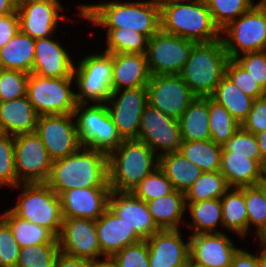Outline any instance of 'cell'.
<instances>
[{
	"instance_id": "1",
	"label": "cell",
	"mask_w": 266,
	"mask_h": 267,
	"mask_svg": "<svg viewBox=\"0 0 266 267\" xmlns=\"http://www.w3.org/2000/svg\"><path fill=\"white\" fill-rule=\"evenodd\" d=\"M46 184L58 195L74 188L110 187L107 154L81 146L76 152L53 161Z\"/></svg>"
},
{
	"instance_id": "2",
	"label": "cell",
	"mask_w": 266,
	"mask_h": 267,
	"mask_svg": "<svg viewBox=\"0 0 266 267\" xmlns=\"http://www.w3.org/2000/svg\"><path fill=\"white\" fill-rule=\"evenodd\" d=\"M79 15L102 28H129L149 39L161 29L160 6L150 1L80 4Z\"/></svg>"
},
{
	"instance_id": "3",
	"label": "cell",
	"mask_w": 266,
	"mask_h": 267,
	"mask_svg": "<svg viewBox=\"0 0 266 267\" xmlns=\"http://www.w3.org/2000/svg\"><path fill=\"white\" fill-rule=\"evenodd\" d=\"M161 30L192 40L209 43L221 39L205 0H175L160 6Z\"/></svg>"
},
{
	"instance_id": "4",
	"label": "cell",
	"mask_w": 266,
	"mask_h": 267,
	"mask_svg": "<svg viewBox=\"0 0 266 267\" xmlns=\"http://www.w3.org/2000/svg\"><path fill=\"white\" fill-rule=\"evenodd\" d=\"M107 157L108 182L111 190L117 192H132L159 167V156L137 139L123 140Z\"/></svg>"
},
{
	"instance_id": "5",
	"label": "cell",
	"mask_w": 266,
	"mask_h": 267,
	"mask_svg": "<svg viewBox=\"0 0 266 267\" xmlns=\"http://www.w3.org/2000/svg\"><path fill=\"white\" fill-rule=\"evenodd\" d=\"M229 60L221 39L196 43L180 76L196 96H210L225 76Z\"/></svg>"
},
{
	"instance_id": "6",
	"label": "cell",
	"mask_w": 266,
	"mask_h": 267,
	"mask_svg": "<svg viewBox=\"0 0 266 267\" xmlns=\"http://www.w3.org/2000/svg\"><path fill=\"white\" fill-rule=\"evenodd\" d=\"M21 185L19 200L10 210L28 222L46 227L58 237L63 222L59 195L46 183Z\"/></svg>"
},
{
	"instance_id": "7",
	"label": "cell",
	"mask_w": 266,
	"mask_h": 267,
	"mask_svg": "<svg viewBox=\"0 0 266 267\" xmlns=\"http://www.w3.org/2000/svg\"><path fill=\"white\" fill-rule=\"evenodd\" d=\"M73 114L82 146L108 155L122 143L106 104L77 103Z\"/></svg>"
},
{
	"instance_id": "8",
	"label": "cell",
	"mask_w": 266,
	"mask_h": 267,
	"mask_svg": "<svg viewBox=\"0 0 266 267\" xmlns=\"http://www.w3.org/2000/svg\"><path fill=\"white\" fill-rule=\"evenodd\" d=\"M113 54L102 52L81 59L74 66L75 97L77 103L105 104L112 94Z\"/></svg>"
},
{
	"instance_id": "9",
	"label": "cell",
	"mask_w": 266,
	"mask_h": 267,
	"mask_svg": "<svg viewBox=\"0 0 266 267\" xmlns=\"http://www.w3.org/2000/svg\"><path fill=\"white\" fill-rule=\"evenodd\" d=\"M224 48L230 59L247 52L266 50V11L252 6L221 30Z\"/></svg>"
},
{
	"instance_id": "10",
	"label": "cell",
	"mask_w": 266,
	"mask_h": 267,
	"mask_svg": "<svg viewBox=\"0 0 266 267\" xmlns=\"http://www.w3.org/2000/svg\"><path fill=\"white\" fill-rule=\"evenodd\" d=\"M74 77L47 78L30 73L27 96L39 116L74 113L77 101L71 90Z\"/></svg>"
},
{
	"instance_id": "11",
	"label": "cell",
	"mask_w": 266,
	"mask_h": 267,
	"mask_svg": "<svg viewBox=\"0 0 266 267\" xmlns=\"http://www.w3.org/2000/svg\"><path fill=\"white\" fill-rule=\"evenodd\" d=\"M195 44L160 29L148 40L146 57L150 75H180Z\"/></svg>"
},
{
	"instance_id": "12",
	"label": "cell",
	"mask_w": 266,
	"mask_h": 267,
	"mask_svg": "<svg viewBox=\"0 0 266 267\" xmlns=\"http://www.w3.org/2000/svg\"><path fill=\"white\" fill-rule=\"evenodd\" d=\"M14 160L19 186L48 181L53 160L35 132L14 136Z\"/></svg>"
},
{
	"instance_id": "13",
	"label": "cell",
	"mask_w": 266,
	"mask_h": 267,
	"mask_svg": "<svg viewBox=\"0 0 266 267\" xmlns=\"http://www.w3.org/2000/svg\"><path fill=\"white\" fill-rule=\"evenodd\" d=\"M137 140L147 144L158 156L178 152L183 142L178 120L150 103L143 110Z\"/></svg>"
},
{
	"instance_id": "14",
	"label": "cell",
	"mask_w": 266,
	"mask_h": 267,
	"mask_svg": "<svg viewBox=\"0 0 266 267\" xmlns=\"http://www.w3.org/2000/svg\"><path fill=\"white\" fill-rule=\"evenodd\" d=\"M105 104L121 138L137 139L140 119L148 104L147 86L112 91Z\"/></svg>"
},
{
	"instance_id": "15",
	"label": "cell",
	"mask_w": 266,
	"mask_h": 267,
	"mask_svg": "<svg viewBox=\"0 0 266 267\" xmlns=\"http://www.w3.org/2000/svg\"><path fill=\"white\" fill-rule=\"evenodd\" d=\"M74 114H52L38 117L35 133L54 161L76 152L80 143Z\"/></svg>"
},
{
	"instance_id": "16",
	"label": "cell",
	"mask_w": 266,
	"mask_h": 267,
	"mask_svg": "<svg viewBox=\"0 0 266 267\" xmlns=\"http://www.w3.org/2000/svg\"><path fill=\"white\" fill-rule=\"evenodd\" d=\"M147 90L148 103L177 120L197 97L180 75H151Z\"/></svg>"
},
{
	"instance_id": "17",
	"label": "cell",
	"mask_w": 266,
	"mask_h": 267,
	"mask_svg": "<svg viewBox=\"0 0 266 267\" xmlns=\"http://www.w3.org/2000/svg\"><path fill=\"white\" fill-rule=\"evenodd\" d=\"M58 238L62 253L93 261L103 257L96 231V220L63 218Z\"/></svg>"
},
{
	"instance_id": "18",
	"label": "cell",
	"mask_w": 266,
	"mask_h": 267,
	"mask_svg": "<svg viewBox=\"0 0 266 267\" xmlns=\"http://www.w3.org/2000/svg\"><path fill=\"white\" fill-rule=\"evenodd\" d=\"M60 11L64 8L59 0H31L17 9L20 31L34 39L51 37L66 18Z\"/></svg>"
},
{
	"instance_id": "19",
	"label": "cell",
	"mask_w": 266,
	"mask_h": 267,
	"mask_svg": "<svg viewBox=\"0 0 266 267\" xmlns=\"http://www.w3.org/2000/svg\"><path fill=\"white\" fill-rule=\"evenodd\" d=\"M238 249L224 232L200 233L189 238V259L202 267H230Z\"/></svg>"
},
{
	"instance_id": "20",
	"label": "cell",
	"mask_w": 266,
	"mask_h": 267,
	"mask_svg": "<svg viewBox=\"0 0 266 267\" xmlns=\"http://www.w3.org/2000/svg\"><path fill=\"white\" fill-rule=\"evenodd\" d=\"M111 187L74 188L60 197L63 218L97 220L109 207Z\"/></svg>"
},
{
	"instance_id": "21",
	"label": "cell",
	"mask_w": 266,
	"mask_h": 267,
	"mask_svg": "<svg viewBox=\"0 0 266 267\" xmlns=\"http://www.w3.org/2000/svg\"><path fill=\"white\" fill-rule=\"evenodd\" d=\"M109 208L143 239L150 238L160 231L149 212L147 203L132 192L112 190Z\"/></svg>"
},
{
	"instance_id": "22",
	"label": "cell",
	"mask_w": 266,
	"mask_h": 267,
	"mask_svg": "<svg viewBox=\"0 0 266 267\" xmlns=\"http://www.w3.org/2000/svg\"><path fill=\"white\" fill-rule=\"evenodd\" d=\"M180 230H160L146 239L149 267H184L189 259V240L184 242Z\"/></svg>"
},
{
	"instance_id": "23",
	"label": "cell",
	"mask_w": 266,
	"mask_h": 267,
	"mask_svg": "<svg viewBox=\"0 0 266 267\" xmlns=\"http://www.w3.org/2000/svg\"><path fill=\"white\" fill-rule=\"evenodd\" d=\"M74 63L66 49L51 38L35 39L33 74L47 78L73 77Z\"/></svg>"
},
{
	"instance_id": "24",
	"label": "cell",
	"mask_w": 266,
	"mask_h": 267,
	"mask_svg": "<svg viewBox=\"0 0 266 267\" xmlns=\"http://www.w3.org/2000/svg\"><path fill=\"white\" fill-rule=\"evenodd\" d=\"M96 231L104 259L111 258L126 246L143 240L109 207L96 220Z\"/></svg>"
},
{
	"instance_id": "25",
	"label": "cell",
	"mask_w": 266,
	"mask_h": 267,
	"mask_svg": "<svg viewBox=\"0 0 266 267\" xmlns=\"http://www.w3.org/2000/svg\"><path fill=\"white\" fill-rule=\"evenodd\" d=\"M150 76L146 54H113L112 91L147 86Z\"/></svg>"
},
{
	"instance_id": "26",
	"label": "cell",
	"mask_w": 266,
	"mask_h": 267,
	"mask_svg": "<svg viewBox=\"0 0 266 267\" xmlns=\"http://www.w3.org/2000/svg\"><path fill=\"white\" fill-rule=\"evenodd\" d=\"M220 173L229 187L254 186L263 182V167L244 154L222 152Z\"/></svg>"
},
{
	"instance_id": "27",
	"label": "cell",
	"mask_w": 266,
	"mask_h": 267,
	"mask_svg": "<svg viewBox=\"0 0 266 267\" xmlns=\"http://www.w3.org/2000/svg\"><path fill=\"white\" fill-rule=\"evenodd\" d=\"M39 115L28 99L0 102V128L3 134L18 135L33 133L36 130Z\"/></svg>"
},
{
	"instance_id": "28",
	"label": "cell",
	"mask_w": 266,
	"mask_h": 267,
	"mask_svg": "<svg viewBox=\"0 0 266 267\" xmlns=\"http://www.w3.org/2000/svg\"><path fill=\"white\" fill-rule=\"evenodd\" d=\"M35 56V39L20 30L0 49V68L32 72Z\"/></svg>"
},
{
	"instance_id": "29",
	"label": "cell",
	"mask_w": 266,
	"mask_h": 267,
	"mask_svg": "<svg viewBox=\"0 0 266 267\" xmlns=\"http://www.w3.org/2000/svg\"><path fill=\"white\" fill-rule=\"evenodd\" d=\"M149 212L160 230H177L186 212L185 193L174 190L172 193L150 200Z\"/></svg>"
},
{
	"instance_id": "30",
	"label": "cell",
	"mask_w": 266,
	"mask_h": 267,
	"mask_svg": "<svg viewBox=\"0 0 266 267\" xmlns=\"http://www.w3.org/2000/svg\"><path fill=\"white\" fill-rule=\"evenodd\" d=\"M182 141L211 140L208 96H197L178 119Z\"/></svg>"
},
{
	"instance_id": "31",
	"label": "cell",
	"mask_w": 266,
	"mask_h": 267,
	"mask_svg": "<svg viewBox=\"0 0 266 267\" xmlns=\"http://www.w3.org/2000/svg\"><path fill=\"white\" fill-rule=\"evenodd\" d=\"M159 168L177 191L185 193L201 176L203 171L179 151L159 156Z\"/></svg>"
},
{
	"instance_id": "32",
	"label": "cell",
	"mask_w": 266,
	"mask_h": 267,
	"mask_svg": "<svg viewBox=\"0 0 266 267\" xmlns=\"http://www.w3.org/2000/svg\"><path fill=\"white\" fill-rule=\"evenodd\" d=\"M0 217L9 225L14 239L21 248L58 243V238L49 229L18 217L10 209L0 214Z\"/></svg>"
},
{
	"instance_id": "33",
	"label": "cell",
	"mask_w": 266,
	"mask_h": 267,
	"mask_svg": "<svg viewBox=\"0 0 266 267\" xmlns=\"http://www.w3.org/2000/svg\"><path fill=\"white\" fill-rule=\"evenodd\" d=\"M223 227L245 237L248 233V217L244 187H230L220 198Z\"/></svg>"
},
{
	"instance_id": "34",
	"label": "cell",
	"mask_w": 266,
	"mask_h": 267,
	"mask_svg": "<svg viewBox=\"0 0 266 267\" xmlns=\"http://www.w3.org/2000/svg\"><path fill=\"white\" fill-rule=\"evenodd\" d=\"M210 97L224 106L239 124L247 118L255 100L245 95L226 75Z\"/></svg>"
},
{
	"instance_id": "35",
	"label": "cell",
	"mask_w": 266,
	"mask_h": 267,
	"mask_svg": "<svg viewBox=\"0 0 266 267\" xmlns=\"http://www.w3.org/2000/svg\"><path fill=\"white\" fill-rule=\"evenodd\" d=\"M179 152L203 172L220 171L222 146L212 140L183 141Z\"/></svg>"
},
{
	"instance_id": "36",
	"label": "cell",
	"mask_w": 266,
	"mask_h": 267,
	"mask_svg": "<svg viewBox=\"0 0 266 267\" xmlns=\"http://www.w3.org/2000/svg\"><path fill=\"white\" fill-rule=\"evenodd\" d=\"M190 212L192 223L188 227L193 228L192 235L200 233H221L216 226L223 225L222 205L220 199H209L195 203H186V209Z\"/></svg>"
},
{
	"instance_id": "37",
	"label": "cell",
	"mask_w": 266,
	"mask_h": 267,
	"mask_svg": "<svg viewBox=\"0 0 266 267\" xmlns=\"http://www.w3.org/2000/svg\"><path fill=\"white\" fill-rule=\"evenodd\" d=\"M106 49L110 54L138 53L146 54L149 38L129 28H106Z\"/></svg>"
},
{
	"instance_id": "38",
	"label": "cell",
	"mask_w": 266,
	"mask_h": 267,
	"mask_svg": "<svg viewBox=\"0 0 266 267\" xmlns=\"http://www.w3.org/2000/svg\"><path fill=\"white\" fill-rule=\"evenodd\" d=\"M229 188L220 171L203 172L199 179L185 192V203L220 199Z\"/></svg>"
},
{
	"instance_id": "39",
	"label": "cell",
	"mask_w": 266,
	"mask_h": 267,
	"mask_svg": "<svg viewBox=\"0 0 266 267\" xmlns=\"http://www.w3.org/2000/svg\"><path fill=\"white\" fill-rule=\"evenodd\" d=\"M209 128L211 140L222 146L239 129V124L220 103L208 96Z\"/></svg>"
},
{
	"instance_id": "40",
	"label": "cell",
	"mask_w": 266,
	"mask_h": 267,
	"mask_svg": "<svg viewBox=\"0 0 266 267\" xmlns=\"http://www.w3.org/2000/svg\"><path fill=\"white\" fill-rule=\"evenodd\" d=\"M244 197L248 217V232L251 225L255 226L256 238L266 233V186L262 183L244 186Z\"/></svg>"
},
{
	"instance_id": "41",
	"label": "cell",
	"mask_w": 266,
	"mask_h": 267,
	"mask_svg": "<svg viewBox=\"0 0 266 267\" xmlns=\"http://www.w3.org/2000/svg\"><path fill=\"white\" fill-rule=\"evenodd\" d=\"M215 25L220 31L230 22L246 13L254 4L252 0H205Z\"/></svg>"
},
{
	"instance_id": "42",
	"label": "cell",
	"mask_w": 266,
	"mask_h": 267,
	"mask_svg": "<svg viewBox=\"0 0 266 267\" xmlns=\"http://www.w3.org/2000/svg\"><path fill=\"white\" fill-rule=\"evenodd\" d=\"M60 253L58 243H45L20 248L16 267H55Z\"/></svg>"
},
{
	"instance_id": "43",
	"label": "cell",
	"mask_w": 266,
	"mask_h": 267,
	"mask_svg": "<svg viewBox=\"0 0 266 267\" xmlns=\"http://www.w3.org/2000/svg\"><path fill=\"white\" fill-rule=\"evenodd\" d=\"M174 187L163 171L158 167L148 174L132 190V193L139 199L148 202L163 197L174 191Z\"/></svg>"
},
{
	"instance_id": "44",
	"label": "cell",
	"mask_w": 266,
	"mask_h": 267,
	"mask_svg": "<svg viewBox=\"0 0 266 267\" xmlns=\"http://www.w3.org/2000/svg\"><path fill=\"white\" fill-rule=\"evenodd\" d=\"M4 185L21 187L15 169L14 136L8 134L0 136V187Z\"/></svg>"
},
{
	"instance_id": "45",
	"label": "cell",
	"mask_w": 266,
	"mask_h": 267,
	"mask_svg": "<svg viewBox=\"0 0 266 267\" xmlns=\"http://www.w3.org/2000/svg\"><path fill=\"white\" fill-rule=\"evenodd\" d=\"M28 79L27 73L0 68V102L26 96Z\"/></svg>"
},
{
	"instance_id": "46",
	"label": "cell",
	"mask_w": 266,
	"mask_h": 267,
	"mask_svg": "<svg viewBox=\"0 0 266 267\" xmlns=\"http://www.w3.org/2000/svg\"><path fill=\"white\" fill-rule=\"evenodd\" d=\"M222 152L244 154L249 158L255 159L261 165V154L255 135L244 130L241 126L229 140L222 145Z\"/></svg>"
},
{
	"instance_id": "47",
	"label": "cell",
	"mask_w": 266,
	"mask_h": 267,
	"mask_svg": "<svg viewBox=\"0 0 266 267\" xmlns=\"http://www.w3.org/2000/svg\"><path fill=\"white\" fill-rule=\"evenodd\" d=\"M225 75L247 96L254 99L266 95V91L234 59L227 63Z\"/></svg>"
},
{
	"instance_id": "48",
	"label": "cell",
	"mask_w": 266,
	"mask_h": 267,
	"mask_svg": "<svg viewBox=\"0 0 266 267\" xmlns=\"http://www.w3.org/2000/svg\"><path fill=\"white\" fill-rule=\"evenodd\" d=\"M117 267H149L147 241L126 246L111 257Z\"/></svg>"
},
{
	"instance_id": "49",
	"label": "cell",
	"mask_w": 266,
	"mask_h": 267,
	"mask_svg": "<svg viewBox=\"0 0 266 267\" xmlns=\"http://www.w3.org/2000/svg\"><path fill=\"white\" fill-rule=\"evenodd\" d=\"M20 248L11 228L0 217V267H16Z\"/></svg>"
},
{
	"instance_id": "50",
	"label": "cell",
	"mask_w": 266,
	"mask_h": 267,
	"mask_svg": "<svg viewBox=\"0 0 266 267\" xmlns=\"http://www.w3.org/2000/svg\"><path fill=\"white\" fill-rule=\"evenodd\" d=\"M243 55V56H242ZM237 56L234 60L266 91V50L247 52Z\"/></svg>"
},
{
	"instance_id": "51",
	"label": "cell",
	"mask_w": 266,
	"mask_h": 267,
	"mask_svg": "<svg viewBox=\"0 0 266 267\" xmlns=\"http://www.w3.org/2000/svg\"><path fill=\"white\" fill-rule=\"evenodd\" d=\"M241 127L254 135L266 131V95L254 100L253 106Z\"/></svg>"
},
{
	"instance_id": "52",
	"label": "cell",
	"mask_w": 266,
	"mask_h": 267,
	"mask_svg": "<svg viewBox=\"0 0 266 267\" xmlns=\"http://www.w3.org/2000/svg\"><path fill=\"white\" fill-rule=\"evenodd\" d=\"M19 28V17L17 11L4 16H0V49L12 39Z\"/></svg>"
},
{
	"instance_id": "53",
	"label": "cell",
	"mask_w": 266,
	"mask_h": 267,
	"mask_svg": "<svg viewBox=\"0 0 266 267\" xmlns=\"http://www.w3.org/2000/svg\"><path fill=\"white\" fill-rule=\"evenodd\" d=\"M55 267H95V261L69 256L60 251Z\"/></svg>"
},
{
	"instance_id": "54",
	"label": "cell",
	"mask_w": 266,
	"mask_h": 267,
	"mask_svg": "<svg viewBox=\"0 0 266 267\" xmlns=\"http://www.w3.org/2000/svg\"><path fill=\"white\" fill-rule=\"evenodd\" d=\"M230 267H258V256L240 248L234 254Z\"/></svg>"
},
{
	"instance_id": "55",
	"label": "cell",
	"mask_w": 266,
	"mask_h": 267,
	"mask_svg": "<svg viewBox=\"0 0 266 267\" xmlns=\"http://www.w3.org/2000/svg\"><path fill=\"white\" fill-rule=\"evenodd\" d=\"M255 138L261 154V166L263 167L266 163V131L255 134Z\"/></svg>"
},
{
	"instance_id": "56",
	"label": "cell",
	"mask_w": 266,
	"mask_h": 267,
	"mask_svg": "<svg viewBox=\"0 0 266 267\" xmlns=\"http://www.w3.org/2000/svg\"><path fill=\"white\" fill-rule=\"evenodd\" d=\"M17 9L12 4L11 0H0V16L10 13H15Z\"/></svg>"
},
{
	"instance_id": "57",
	"label": "cell",
	"mask_w": 266,
	"mask_h": 267,
	"mask_svg": "<svg viewBox=\"0 0 266 267\" xmlns=\"http://www.w3.org/2000/svg\"><path fill=\"white\" fill-rule=\"evenodd\" d=\"M262 246V247H261ZM262 248L261 254L258 255V267H266V244H261Z\"/></svg>"
},
{
	"instance_id": "58",
	"label": "cell",
	"mask_w": 266,
	"mask_h": 267,
	"mask_svg": "<svg viewBox=\"0 0 266 267\" xmlns=\"http://www.w3.org/2000/svg\"><path fill=\"white\" fill-rule=\"evenodd\" d=\"M95 267H117L111 258H105L104 261H95Z\"/></svg>"
},
{
	"instance_id": "59",
	"label": "cell",
	"mask_w": 266,
	"mask_h": 267,
	"mask_svg": "<svg viewBox=\"0 0 266 267\" xmlns=\"http://www.w3.org/2000/svg\"><path fill=\"white\" fill-rule=\"evenodd\" d=\"M29 1L31 0H11L12 4L15 6L16 9L28 3Z\"/></svg>"
},
{
	"instance_id": "60",
	"label": "cell",
	"mask_w": 266,
	"mask_h": 267,
	"mask_svg": "<svg viewBox=\"0 0 266 267\" xmlns=\"http://www.w3.org/2000/svg\"><path fill=\"white\" fill-rule=\"evenodd\" d=\"M254 6L266 11V0H260L258 3H253Z\"/></svg>"
},
{
	"instance_id": "61",
	"label": "cell",
	"mask_w": 266,
	"mask_h": 267,
	"mask_svg": "<svg viewBox=\"0 0 266 267\" xmlns=\"http://www.w3.org/2000/svg\"><path fill=\"white\" fill-rule=\"evenodd\" d=\"M170 1H175V0H151L150 2H152L153 4L161 6L162 4L170 2Z\"/></svg>"
},
{
	"instance_id": "62",
	"label": "cell",
	"mask_w": 266,
	"mask_h": 267,
	"mask_svg": "<svg viewBox=\"0 0 266 267\" xmlns=\"http://www.w3.org/2000/svg\"><path fill=\"white\" fill-rule=\"evenodd\" d=\"M262 183L266 186V163L263 166V182Z\"/></svg>"
},
{
	"instance_id": "63",
	"label": "cell",
	"mask_w": 266,
	"mask_h": 267,
	"mask_svg": "<svg viewBox=\"0 0 266 267\" xmlns=\"http://www.w3.org/2000/svg\"><path fill=\"white\" fill-rule=\"evenodd\" d=\"M184 267H202V266H198L196 264H194L191 260H189Z\"/></svg>"
},
{
	"instance_id": "64",
	"label": "cell",
	"mask_w": 266,
	"mask_h": 267,
	"mask_svg": "<svg viewBox=\"0 0 266 267\" xmlns=\"http://www.w3.org/2000/svg\"><path fill=\"white\" fill-rule=\"evenodd\" d=\"M260 244H266V233L259 239Z\"/></svg>"
},
{
	"instance_id": "65",
	"label": "cell",
	"mask_w": 266,
	"mask_h": 267,
	"mask_svg": "<svg viewBox=\"0 0 266 267\" xmlns=\"http://www.w3.org/2000/svg\"><path fill=\"white\" fill-rule=\"evenodd\" d=\"M1 135H3V132H2V130H1V128H0V136H1Z\"/></svg>"
}]
</instances>
